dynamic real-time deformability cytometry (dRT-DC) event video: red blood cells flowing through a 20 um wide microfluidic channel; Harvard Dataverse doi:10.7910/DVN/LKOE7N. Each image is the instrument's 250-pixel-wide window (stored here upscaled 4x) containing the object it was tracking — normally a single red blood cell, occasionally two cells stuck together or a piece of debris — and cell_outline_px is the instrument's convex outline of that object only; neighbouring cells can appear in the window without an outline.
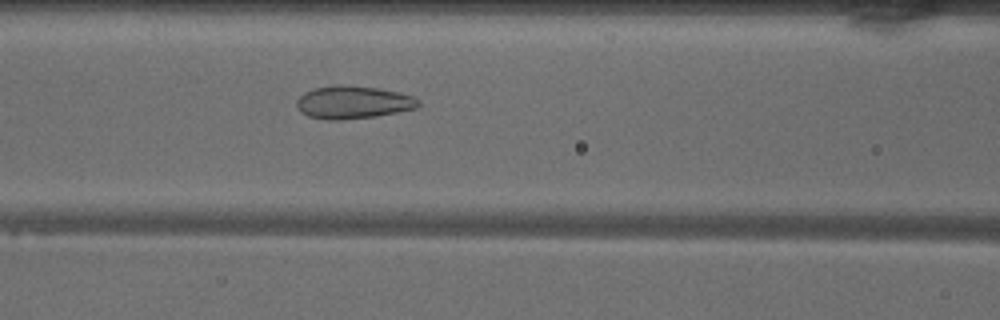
{"species": "common noctule bat (a hibernating species)", "species_latin": "Nyctalus noctula", "temperature_condition": "warm", "stored_images_in_passage": 49, "camera_frame_rate_fps": 3000, "um_per_image_px": 0.085, "animal": {"sex": "male", "body_mass_g": 18.8}, "frame": {"image": 1, "passage_image": 19, "time_ms": 6.0, "image_size_px": [1000, 320], "cell_outline_px": [[420, 104], [416, 108], [376, 116], [340, 120], [324, 120], [308, 116], [300, 112], [296, 104], [296, 100], [304, 92], [312, 88], [336, 84], [348, 84], [380, 88], [400, 92], [412, 96], [420, 100]], "centroid_in_image_um": [29.98, 8.68], "position_along_channel_um": 136.6, "area_um2": 23.7}}
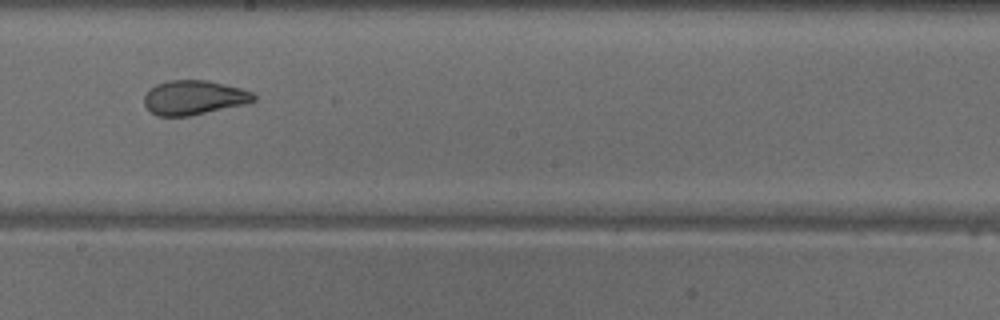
{"frame": {"image": 2, "passage_image": 26, "time_ms": 8.333, "image_size_px": [1000, 320], "cell_outline_px": [[256, 100], [244, 104], [188, 116], [156, 116], [144, 104], [144, 96], [156, 84], [168, 80], [208, 80], [240, 88], [252, 92], [256, 96]], "centroid_in_image_um": [16.48, 8.29], "position_along_channel_um": 231.7, "area_um2": 21.73}}
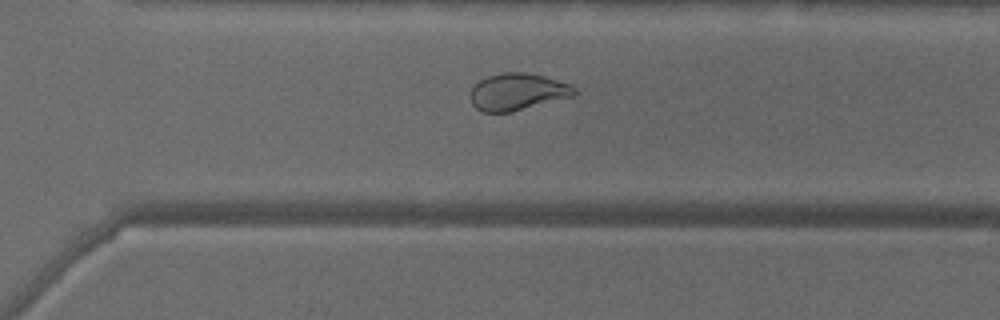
{"frame": {"image": 3, "passage_image": 33, "time_ms": 10.667, "image_size_px": [1000, 320], "cell_outline_px": [[576, 92], [572, 96], [512, 112], [484, 112], [476, 108], [472, 104], [468, 96], [472, 88], [480, 80], [488, 76], [504, 72], [524, 72], [544, 76], [572, 84], [576, 88]], "centroid_in_image_um": [43.97, 7.8], "position_along_channel_um": 326.6, "area_um2": 22.43}, "authors_computed_cell_mechanics": {"area_um2": 26.5302, "velocity_mm_per_s": 4.08, "shape_relaxation_time_tau1_ms": null, "shape_relaxation_time_tau2_ms": 0.8178, "deformation_change_tau1": null, "deformation_change_tau2": 0.0704}}